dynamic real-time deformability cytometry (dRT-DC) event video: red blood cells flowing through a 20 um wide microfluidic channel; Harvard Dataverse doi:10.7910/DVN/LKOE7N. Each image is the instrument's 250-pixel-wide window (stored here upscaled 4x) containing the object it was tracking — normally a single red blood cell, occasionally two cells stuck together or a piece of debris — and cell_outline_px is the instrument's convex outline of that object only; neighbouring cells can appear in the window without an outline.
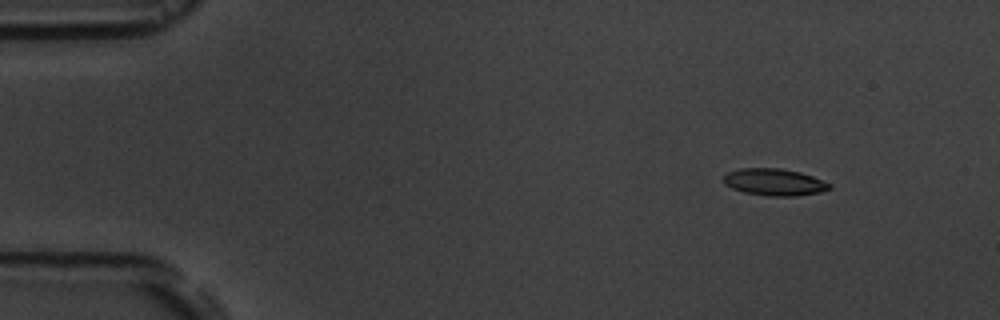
{"species": "common noctule bat (a hibernating species)", "species_latin": "Nyctalus noctula", "temperature_condition": "room temperature", "stored_images_in_passage": 4, "camera_frame_rate_fps": 3000, "um_per_image_px": 0.085, "animal": {"sex": "male", "body_mass_g": 19.5, "forearm_length_mm": 54.6}, "frame": {"image": 1, "passage_image": 1, "time_ms": 0.0, "image_size_px": [1000, 320], "cell_outline_px": [[832, 188], [820, 192], [796, 196], [768, 196], [744, 192], [732, 188], [724, 184], [724, 176], [728, 172], [740, 168], [780, 168], [800, 172], [812, 176], [832, 184]], "centroid_in_image_um": [65.83, 15.48], "position_along_channel_um": 19.2, "area_um2": 16.65}}
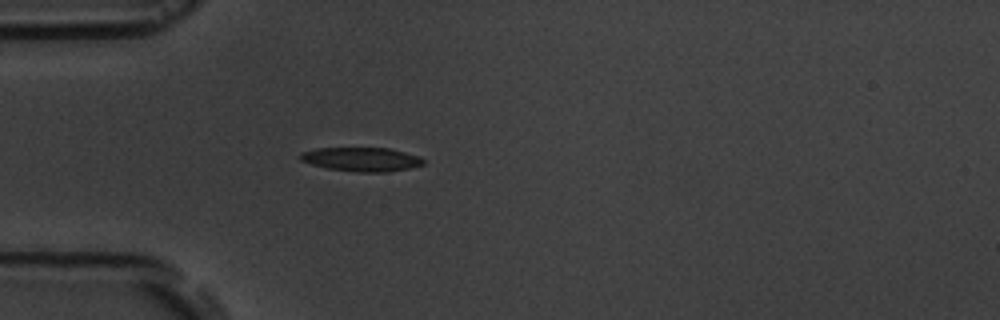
{"frame": {"image": 2, "passage_image": 4, "time_ms": 3.333, "image_size_px": [1000, 320], "cell_outline_px": [[424, 164], [408, 168], [388, 172], [360, 172], [328, 168], [312, 164], [300, 160], [300, 152], [316, 148], [388, 148], [420, 156], [424, 160]], "centroid_in_image_um": [30.73, 13.53], "position_along_channel_um": 54.3, "area_um2": 17.05}}